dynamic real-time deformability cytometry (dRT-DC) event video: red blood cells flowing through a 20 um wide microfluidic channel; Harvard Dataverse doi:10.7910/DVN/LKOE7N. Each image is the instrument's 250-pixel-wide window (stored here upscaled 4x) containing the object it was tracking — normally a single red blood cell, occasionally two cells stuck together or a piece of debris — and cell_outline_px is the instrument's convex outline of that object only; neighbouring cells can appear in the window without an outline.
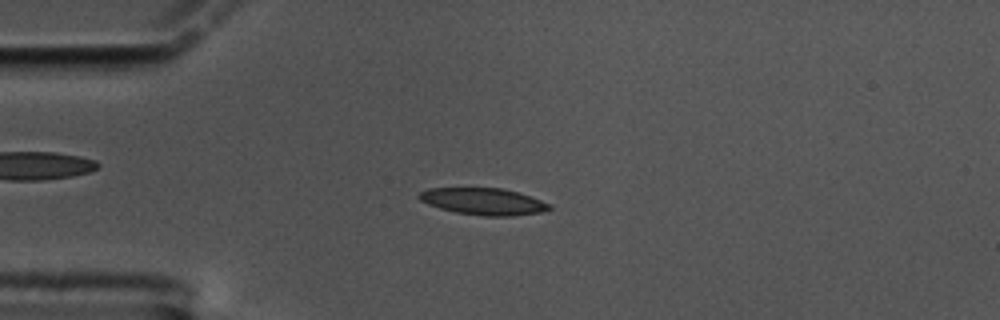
{"species": "common noctule bat (a hibernating species)", "species_latin": "Nyctalus noctula", "temperature_condition": "cold", "stored_images_in_passage": 52, "camera_frame_rate_fps": 3000, "um_per_image_px": 0.085, "animal": {"sex": "male", "body_mass_g": 17.5, "forearm_length_mm": 52.3}, "frame": {"image": 1, "passage_image": 7, "time_ms": 2.0, "image_size_px": [1000, 320], "cell_outline_px": [[552, 208], [540, 212], [512, 216], [484, 216], [456, 212], [440, 208], [428, 204], [420, 200], [416, 196], [420, 192], [428, 188], [500, 188], [516, 192], [552, 204]], "centroid_in_image_um": [41.06, 17.12], "position_along_channel_um": 43.9, "area_um2": 20.17}}
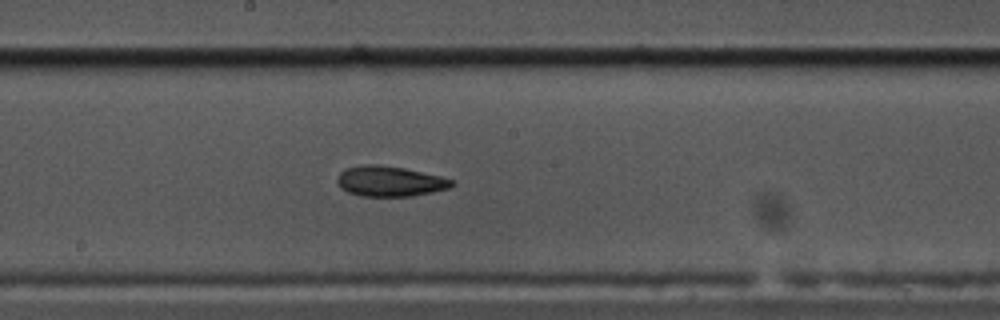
{"frame": {"image": 2, "passage_image": 24, "time_ms": 7.667, "image_size_px": [1000, 320], "cell_outline_px": [[456, 184], [448, 188], [432, 192], [412, 196], [360, 196], [348, 192], [340, 188], [336, 180], [340, 172], [344, 168], [364, 164], [376, 164], [404, 168], [440, 176], [456, 180]], "centroid_in_image_um": [33.13, 15.4], "position_along_channel_um": 215.1, "area_um2": 20.4}}
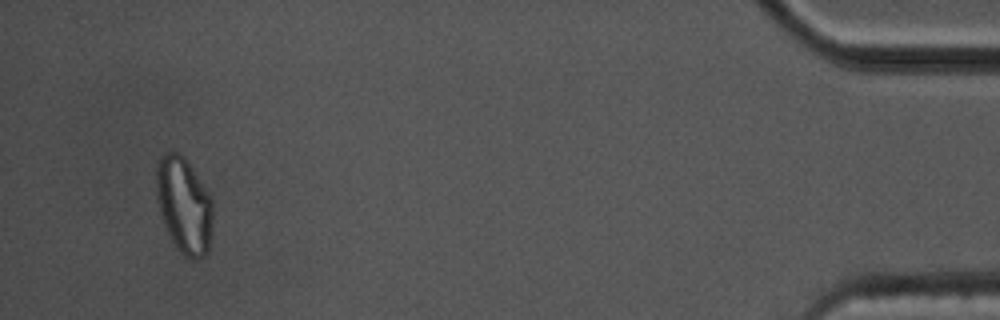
{"frame": {"image": 3, "passage_image": 49, "time_ms": 16.0, "image_size_px": [1000, 320], "cell_outline_px": [[212, 220], [208, 252], [204, 256], [196, 260], [192, 260], [184, 256], [176, 248], [164, 224], [160, 212], [156, 196], [156, 168], [160, 156], [164, 152], [176, 152], [184, 156], [208, 192], [212, 200]], "centroid_in_image_um": [15.63, 17.46], "position_along_channel_um": 419.6, "area_um2": 31.67}, "authors_computed_cell_mechanics": {"area_um2": 20.6635, "velocity_mm_per_s": 3.3636, "shape_relaxation_time_tau1_ms": null, "shape_relaxation_time_tau2_ms": 3.9393, "deformation_change_tau1": null, "deformation_change_tau2": 0.1081}}